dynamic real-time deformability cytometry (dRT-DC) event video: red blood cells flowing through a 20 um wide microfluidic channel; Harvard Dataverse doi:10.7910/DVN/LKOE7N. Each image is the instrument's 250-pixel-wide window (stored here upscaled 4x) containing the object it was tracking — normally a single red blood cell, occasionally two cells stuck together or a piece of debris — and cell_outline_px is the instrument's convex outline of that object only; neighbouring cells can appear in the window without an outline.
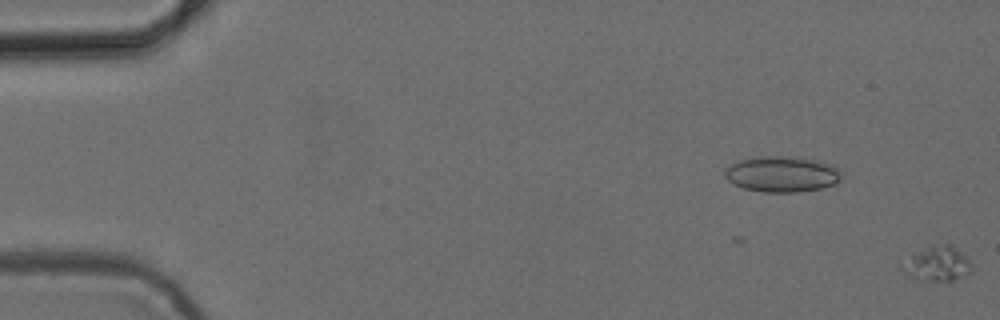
{"species": "common noctule bat (a hibernating species)", "species_latin": "Nyctalus noctula", "temperature_condition": "cold", "stored_images_in_passage": 5, "segment_of_instrument_passage": [2, 2], "camera_frame_rate_fps": 3000, "um_per_image_px": 0.085, "animal": {"sex": "female", "body_mass_g": 24.6, "forearm_length_mm": 56.2}, "frame": {"image": 1, "passage_image": 5, "time_ms": 1.333, "image_size_px": [1000, 320], "cell_outline_px": [[972, 272], [952, 280], [936, 280], [904, 272], [900, 264], [912, 256], [932, 244], [948, 244], [956, 248], [972, 264]], "centroid_in_image_um": [79.75, 22.37], "position_along_channel_um": 5.3, "area_um2": 13.12}}